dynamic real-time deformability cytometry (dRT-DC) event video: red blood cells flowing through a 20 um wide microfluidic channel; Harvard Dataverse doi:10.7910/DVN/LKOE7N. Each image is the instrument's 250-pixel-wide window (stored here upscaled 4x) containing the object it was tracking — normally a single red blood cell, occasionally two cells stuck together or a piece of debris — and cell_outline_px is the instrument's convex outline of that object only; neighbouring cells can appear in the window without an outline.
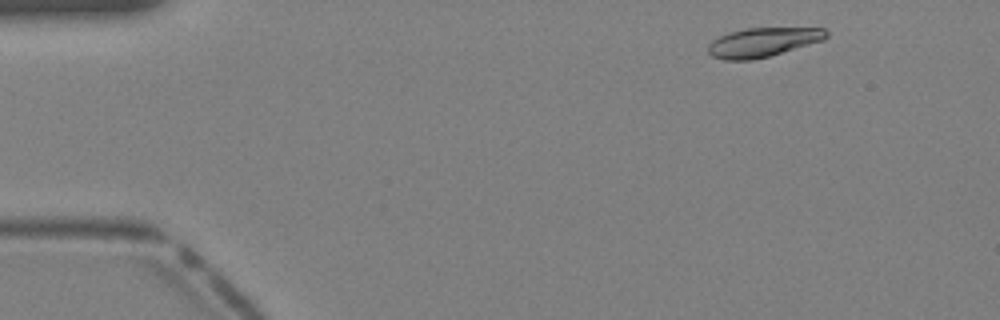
{"species": "Egyptian fruit bat (a non-hibernating species)", "species_latin": "Rousettus aegyptiacus", "temperature_condition": "warm", "stored_images_in_passage": 36, "camera_frame_rate_fps": 3000, "um_per_image_px": 0.085, "animal": {"sex": "female"}, "frame": {"image": 1, "passage_image": 1, "time_ms": 0.0, "image_size_px": [1000, 320], "cell_outline_px": [[828, 36], [824, 40], [768, 56], [752, 60], [724, 60], [712, 56], [708, 52], [708, 44], [712, 40], [728, 32], [744, 28], [824, 28], [828, 32]], "centroid_in_image_um": [64.82, 3.58], "position_along_channel_um": 20.2, "area_um2": 20.06}}
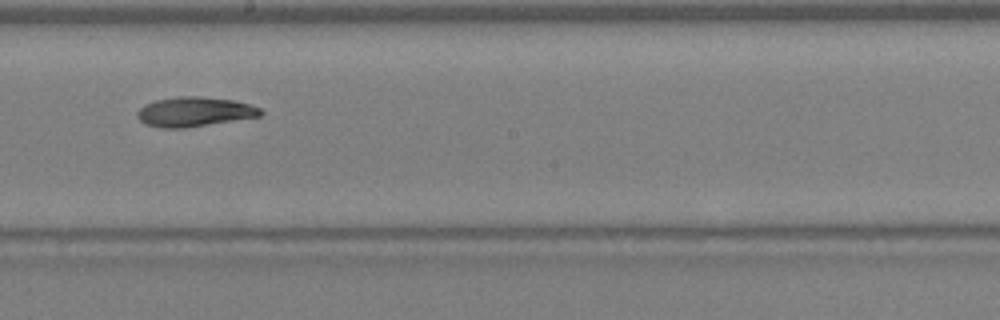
{"frame": {"image": 2, "passage_image": 19, "time_ms": 6.0, "image_size_px": [1000, 320], "cell_outline_px": [[264, 112], [260, 116], [184, 128], [160, 128], [144, 124], [136, 116], [136, 112], [144, 104], [156, 100], [180, 96], [200, 96], [232, 100], [248, 104], [260, 108]], "centroid_in_image_um": [16.48, 9.5], "position_along_channel_um": 231.7, "area_um2": 21.21}}
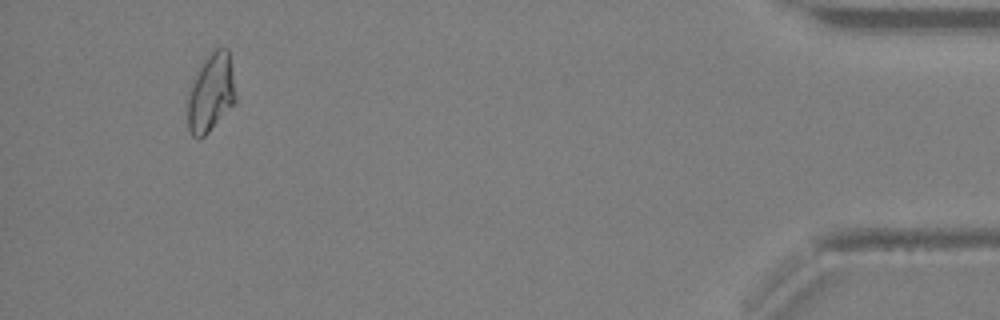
{"frame": {"image": 3, "passage_image": 34, "time_ms": 11.0, "image_size_px": [1000, 320], "cell_outline_px": [[236, 100], [208, 132], [200, 140], [192, 136], [188, 128], [184, 100], [192, 80], [200, 64], [216, 48], [228, 48], [232, 68], [236, 96]], "centroid_in_image_um": [17.85, 7.91], "position_along_channel_um": 417.3, "area_um2": 22.37}}